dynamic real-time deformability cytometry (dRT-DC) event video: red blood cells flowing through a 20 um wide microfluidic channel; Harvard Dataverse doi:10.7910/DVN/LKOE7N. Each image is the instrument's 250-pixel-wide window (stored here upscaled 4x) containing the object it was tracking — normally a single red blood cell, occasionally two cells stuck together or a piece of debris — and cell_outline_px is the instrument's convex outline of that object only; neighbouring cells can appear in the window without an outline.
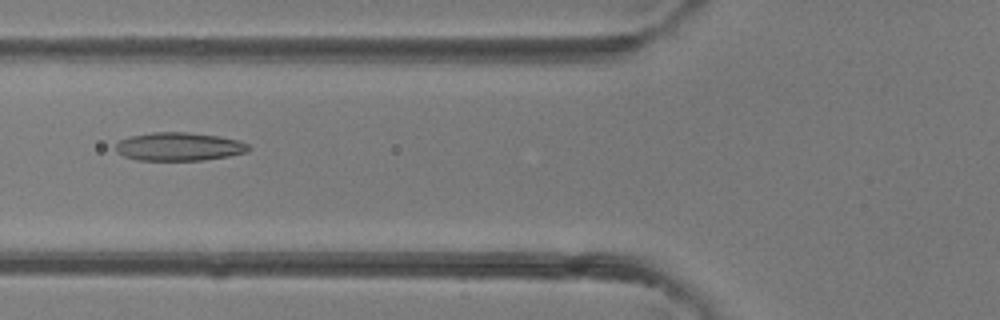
{"species": "common noctule bat (a hibernating species)", "species_latin": "Nyctalus noctula", "temperature_condition": "room temperature", "stored_images_in_passage": 2, "camera_frame_rate_fps": 3000, "um_per_image_px": 0.085, "animal": {"sex": "female"}, "frame": {"image": 1, "passage_image": 2, "time_ms": 1.0, "image_size_px": [1000, 320], "cell_outline_px": [[252, 148], [248, 152], [228, 156], [204, 160], [136, 160], [124, 156], [116, 152], [116, 144], [120, 140], [128, 136], [152, 132], [188, 132], [220, 136], [240, 140], [248, 144]], "centroid_in_image_um": [15.24, 12.45], "position_along_channel_um": 110.6, "area_um2": 22.2}}